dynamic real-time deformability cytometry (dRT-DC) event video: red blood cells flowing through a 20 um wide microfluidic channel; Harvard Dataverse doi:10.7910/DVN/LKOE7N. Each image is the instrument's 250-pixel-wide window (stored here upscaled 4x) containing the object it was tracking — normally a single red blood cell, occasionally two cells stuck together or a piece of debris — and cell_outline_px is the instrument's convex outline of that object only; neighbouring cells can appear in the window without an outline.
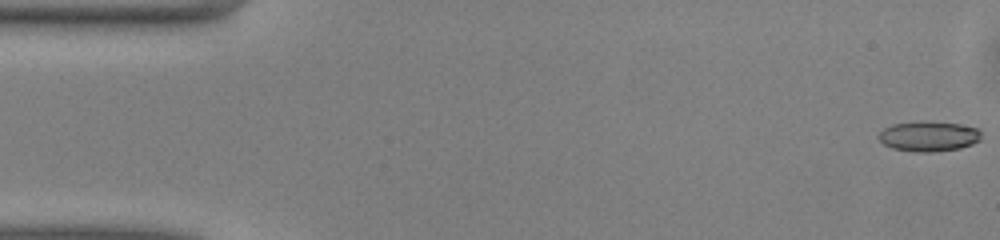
{"species": "common noctule bat (a hibernating species)", "species_latin": "Nyctalus noctula", "temperature_condition": "warm", "stored_images_in_passage": 50, "camera_frame_rate_fps": 3000, "um_per_image_px": 0.085, "animal": {"sex": "male", "body_mass_g": 13.0, "forearm_length_mm": 53.1}, "frame": {"image": 1, "passage_image": 1, "time_ms": 0.0, "image_size_px": [1000, 240], "cell_outline_px": [[980, 140], [972, 144], [960, 148], [932, 152], [912, 152], [892, 148], [884, 144], [876, 136], [884, 128], [892, 124], [920, 120], [960, 124], [976, 128], [980, 132]], "centroid_in_image_um": [78.9, 11.58], "position_along_channel_um": 6.1, "area_um2": 18.21}}
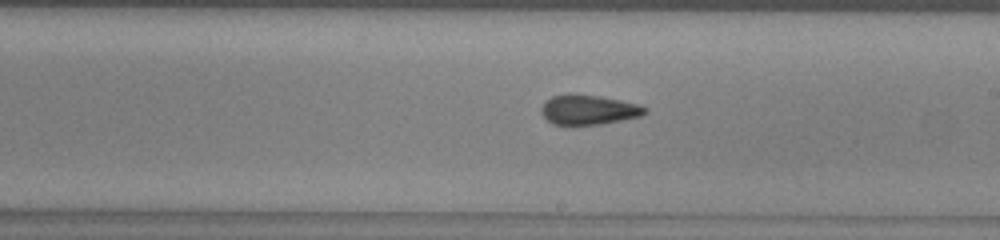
{"frame": {"image": 2, "passage_image": 28, "time_ms": 9.0, "image_size_px": [1000, 240], "cell_outline_px": [[648, 112], [640, 116], [600, 124], [552, 124], [540, 112], [540, 108], [552, 96], [568, 92], [572, 92], [600, 96], [640, 104], [648, 108]], "centroid_in_image_um": [50.04, 9.3], "position_along_channel_um": 239.0, "area_um2": 18.09}}
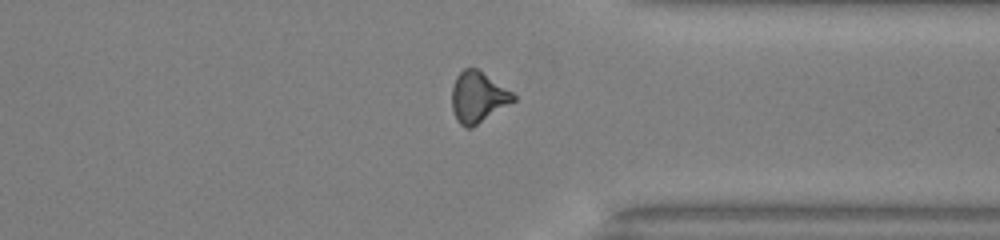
{"frame": {"image": 3, "passage_image": 38, "time_ms": 12.333, "image_size_px": [1000, 240], "cell_outline_px": [[516, 100], [472, 128], [464, 128], [456, 120], [452, 108], [452, 88], [456, 76], [464, 68], [476, 68], [512, 92], [516, 96]], "centroid_in_image_um": [40.61, 8.28], "position_along_channel_um": 370.8, "area_um2": 18.15}, "authors_computed_cell_mechanics": {"area_um2": 18.207, "velocity_mm_per_s": 4.0858, "shape_relaxation_time_tau1_ms": 5.5502, "shape_relaxation_time_tau2_ms": 1.4992, "deformation_change_tau1": 0.1508, "deformation_change_tau2": 0.0919}}